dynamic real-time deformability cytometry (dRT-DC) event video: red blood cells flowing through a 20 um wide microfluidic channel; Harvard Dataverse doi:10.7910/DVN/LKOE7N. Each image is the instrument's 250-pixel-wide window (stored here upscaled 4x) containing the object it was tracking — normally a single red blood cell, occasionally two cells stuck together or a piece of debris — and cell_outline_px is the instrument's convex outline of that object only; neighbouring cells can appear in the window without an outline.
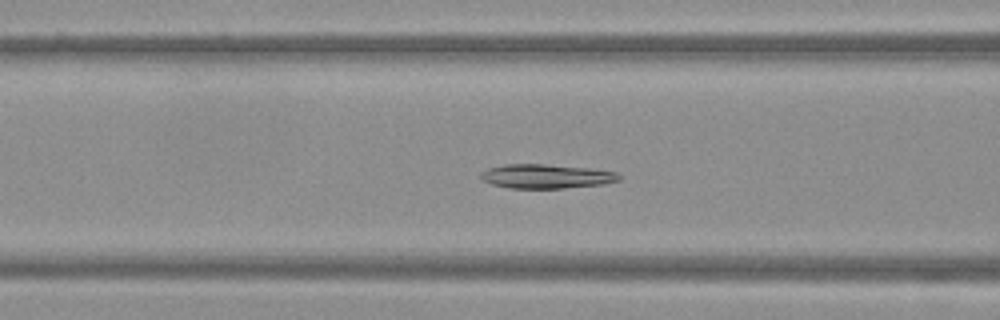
{"species": "Egyptian fruit bat (a non-hibernating species)", "species_latin": "Rousettus aegyptiacus", "temperature_condition": "warm", "stored_images_in_passage": 50, "camera_frame_rate_fps": 3000, "um_per_image_px": 0.085, "frame": {"image": 1, "passage_image": 20, "time_ms": 6.333, "image_size_px": [1000, 320], "cell_outline_px": [[620, 180], [604, 184], [564, 188], [508, 188], [492, 184], [480, 180], [480, 172], [488, 168], [504, 164], [544, 164], [592, 168], [616, 172], [620, 176]], "centroid_in_image_um": [46.4, 14.98], "position_along_channel_um": 120.2, "area_um2": 19.65}}
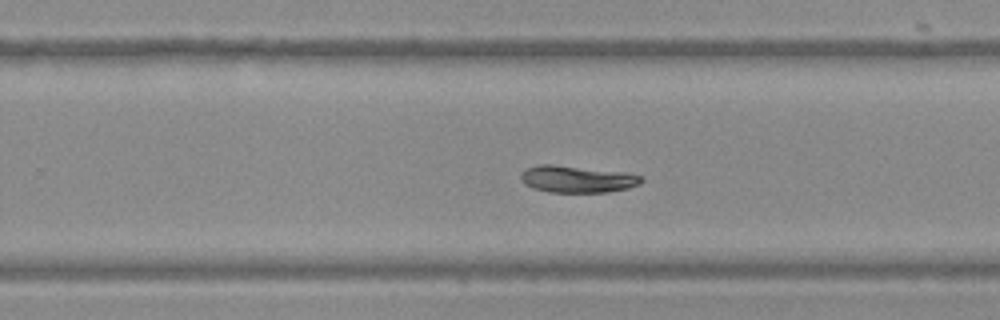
{"frame": {"image": 2, "passage_image": 32, "time_ms": 10.333, "image_size_px": [1000, 320], "cell_outline_px": [[644, 180], [640, 184], [628, 188], [608, 192], [548, 192], [532, 188], [524, 184], [520, 176], [524, 168], [536, 164], [552, 164], [628, 172], [644, 176]], "centroid_in_image_um": [49.07, 15.21], "position_along_channel_um": 280.7, "area_um2": 19.31}}
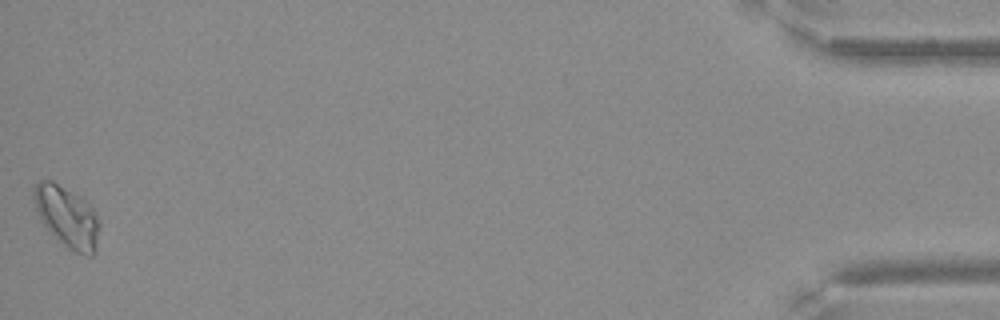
{"frame": {"image": 3, "passage_image": 50, "time_ms": 16.333, "image_size_px": [1000, 320], "cell_outline_px": [[100, 228], [92, 256], [76, 252], [68, 248], [40, 220], [36, 212], [32, 196], [32, 188], [40, 180], [52, 180], [84, 200], [96, 212], [100, 220]], "centroid_in_image_um": [5.68, 18.39], "position_along_channel_um": 429.5, "area_um2": 23.0}}